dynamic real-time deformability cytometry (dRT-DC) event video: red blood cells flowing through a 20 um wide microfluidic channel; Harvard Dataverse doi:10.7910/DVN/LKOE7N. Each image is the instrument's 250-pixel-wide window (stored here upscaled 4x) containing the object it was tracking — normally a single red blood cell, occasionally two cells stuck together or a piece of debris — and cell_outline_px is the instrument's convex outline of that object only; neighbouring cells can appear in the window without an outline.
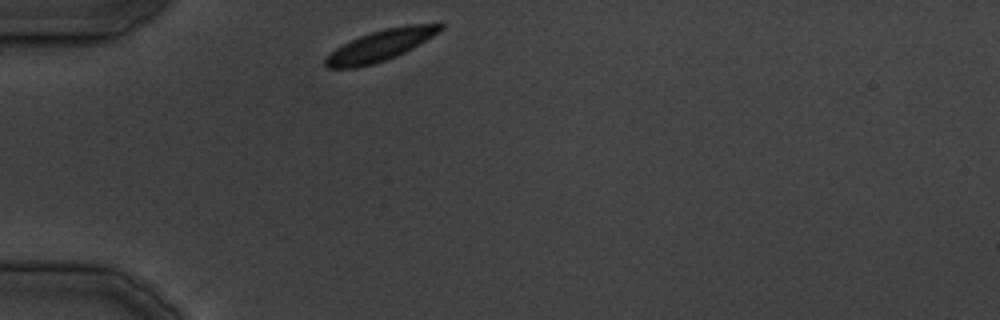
{"species": "common noctule bat (a hibernating species)", "species_latin": "Nyctalus noctula", "temperature_condition": "cold", "stored_images_in_passage": 12, "camera_frame_rate_fps": 3000, "um_per_image_px": 0.085, "animal": {"sex": "male", "body_mass_g": 19.5, "forearm_length_mm": 54.6}, "frame": {"image": 1, "passage_image": 1, "time_ms": 0.0, "image_size_px": [1000, 320], "cell_outline_px": [[444, 28], [440, 32], [412, 48], [396, 56], [372, 64], [356, 68], [328, 68], [324, 64], [324, 60], [336, 48], [360, 36], [372, 32], [388, 28], [408, 24], [444, 24]], "centroid_in_image_um": [32.35, 3.86], "position_along_channel_um": 52.6, "area_um2": 20.29}}